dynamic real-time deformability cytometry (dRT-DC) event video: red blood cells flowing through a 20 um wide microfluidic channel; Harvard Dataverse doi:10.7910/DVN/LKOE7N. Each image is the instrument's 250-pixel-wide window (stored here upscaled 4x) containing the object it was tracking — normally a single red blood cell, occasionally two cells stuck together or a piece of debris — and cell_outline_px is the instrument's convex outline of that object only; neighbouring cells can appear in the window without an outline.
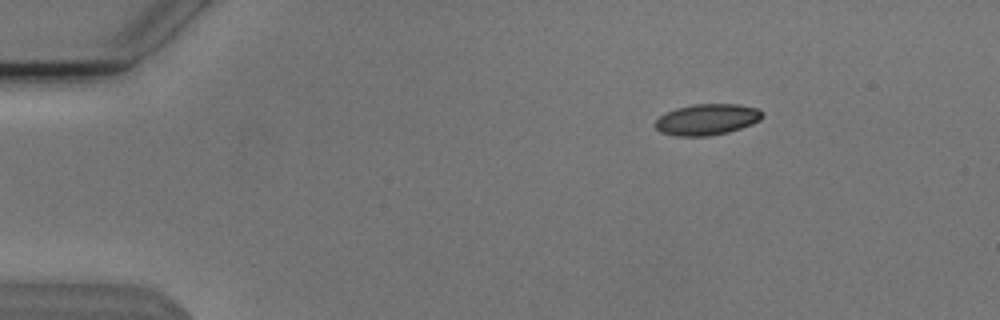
{"species": "Egyptian fruit bat (a non-hibernating species)", "species_latin": "Rousettus aegyptiacus", "temperature_condition": "cold", "stored_images_in_passage": 47, "camera_frame_rate_fps": 3000, "um_per_image_px": 0.085, "animal": {"sex": "male"}, "frame": {"image": 1, "passage_image": 1, "time_ms": 0.0, "image_size_px": [1000, 320], "cell_outline_px": [[764, 116], [760, 120], [752, 124], [728, 132], [708, 136], [676, 136], [660, 132], [652, 124], [664, 112], [676, 108], [692, 104], [740, 104], [756, 108], [764, 112]], "centroid_in_image_um": [60.08, 10.15], "position_along_channel_um": 24.9, "area_um2": 19.65}}
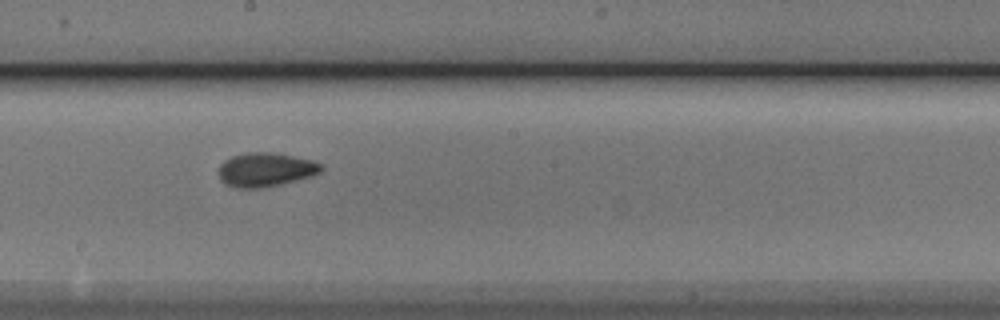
{"frame": {"image": 2, "passage_image": 23, "time_ms": 7.333, "image_size_px": [1000, 320], "cell_outline_px": [[324, 168], [320, 172], [312, 176], [280, 184], [260, 188], [236, 188], [224, 184], [220, 180], [220, 164], [224, 160], [232, 156], [248, 152], [272, 152], [312, 160], [324, 164]], "centroid_in_image_um": [22.58, 14.42], "position_along_channel_um": 225.6, "area_um2": 20.35}}
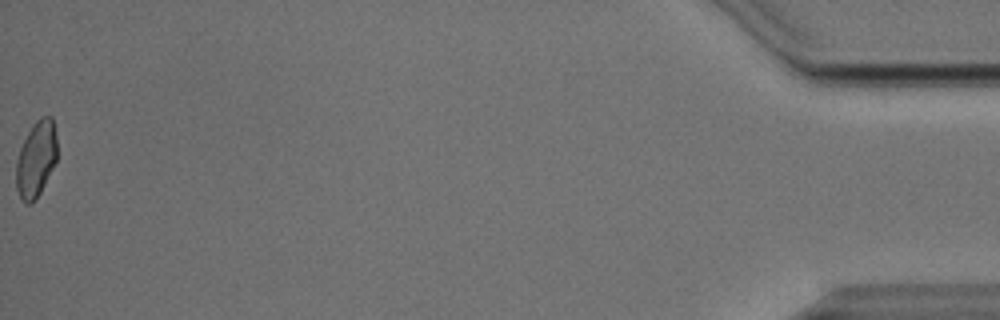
{"frame": {"image": 3, "passage_image": 47, "time_ms": 15.333, "image_size_px": [1000, 320], "cell_outline_px": [[56, 160], [36, 200], [32, 204], [24, 204], [20, 200], [16, 188], [16, 160], [20, 148], [32, 124], [40, 116], [52, 116], [56, 136]], "centroid_in_image_um": [3.04, 13.54], "position_along_channel_um": 432.2, "area_um2": 18.21}, "authors_computed_cell_mechanics": {"area_um2": 19.2474, "velocity_mm_per_s": 3.8066, "shape_relaxation_time_tau1_ms": 3.4949, "shape_relaxation_time_tau2_ms": 1.5394, "deformation_change_tau1": 0.1013, "deformation_change_tau2": 0.0546}}